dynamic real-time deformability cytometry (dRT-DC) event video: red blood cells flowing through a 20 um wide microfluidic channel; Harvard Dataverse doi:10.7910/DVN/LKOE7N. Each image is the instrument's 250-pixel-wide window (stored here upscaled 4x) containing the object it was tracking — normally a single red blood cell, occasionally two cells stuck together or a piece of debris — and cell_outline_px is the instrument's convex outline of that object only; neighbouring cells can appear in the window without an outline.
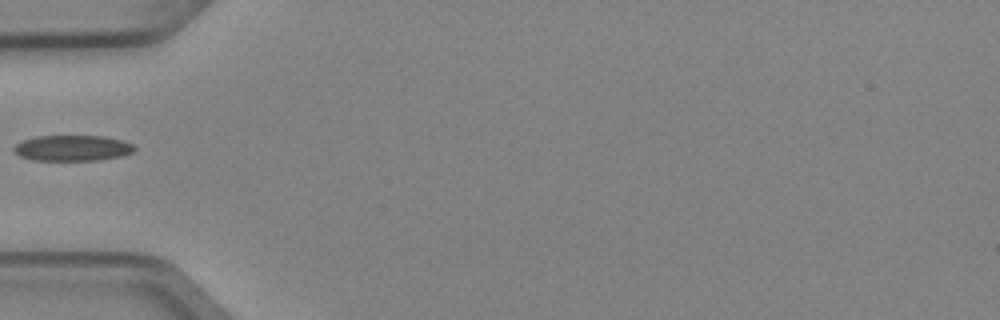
{"species": "Egyptian fruit bat (a non-hibernating species)", "species_latin": "Rousettus aegyptiacus", "temperature_condition": "cold", "stored_images_in_passage": 5, "camera_frame_rate_fps": 3000, "um_per_image_px": 0.085, "animal": {"sex": "female"}, "frame": {"image": 1, "passage_image": 4, "time_ms": 1.0, "image_size_px": [1000, 320], "cell_outline_px": [[136, 148], [132, 152], [124, 156], [100, 160], [32, 160], [20, 156], [12, 152], [12, 148], [16, 144], [24, 140], [36, 136], [104, 136], [124, 140], [132, 144]], "centroid_in_image_um": [6.17, 12.59], "position_along_channel_um": 78.8, "area_um2": 18.26}}
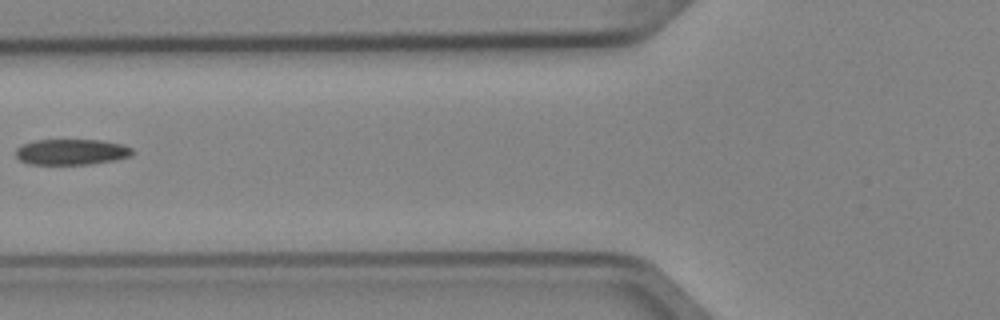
{"frame": {"image": 2, "passage_image": 5, "time_ms": 1.333, "image_size_px": [1000, 320], "cell_outline_px": [[132, 156], [116, 160], [88, 164], [28, 164], [20, 160], [16, 156], [16, 148], [24, 144], [36, 140], [100, 140], [120, 144], [132, 148]], "centroid_in_image_um": [6.07, 12.92], "position_along_channel_um": 119.7, "area_um2": 17.4}}